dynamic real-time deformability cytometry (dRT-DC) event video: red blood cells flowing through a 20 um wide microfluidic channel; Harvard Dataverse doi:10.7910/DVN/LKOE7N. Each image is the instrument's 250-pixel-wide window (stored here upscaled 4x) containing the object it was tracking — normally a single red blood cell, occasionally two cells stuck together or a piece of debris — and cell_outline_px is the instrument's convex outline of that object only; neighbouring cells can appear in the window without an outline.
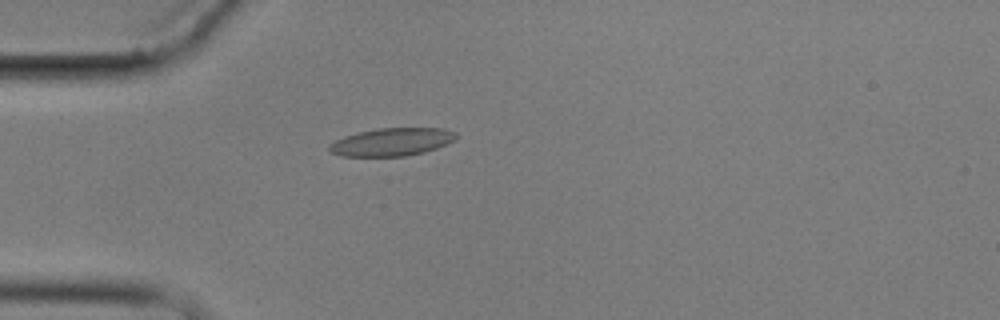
{"species": "common noctule bat (a hibernating species)", "species_latin": "Nyctalus noctula", "temperature_condition": "cold", "stored_images_in_passage": 6, "camera_frame_rate_fps": 3000, "um_per_image_px": 0.085, "animal": {"sex": "male", "body_mass_g": 17.9}, "frame": {"image": 1, "passage_image": 5, "time_ms": 4.667, "image_size_px": [1000, 320], "cell_outline_px": [[460, 136], [456, 140], [436, 148], [424, 152], [404, 156], [340, 156], [332, 152], [328, 148], [336, 140], [344, 136], [360, 132], [380, 128], [444, 128], [456, 132]], "centroid_in_image_um": [33.37, 12.06], "position_along_channel_um": 51.6, "area_um2": 20.52}}